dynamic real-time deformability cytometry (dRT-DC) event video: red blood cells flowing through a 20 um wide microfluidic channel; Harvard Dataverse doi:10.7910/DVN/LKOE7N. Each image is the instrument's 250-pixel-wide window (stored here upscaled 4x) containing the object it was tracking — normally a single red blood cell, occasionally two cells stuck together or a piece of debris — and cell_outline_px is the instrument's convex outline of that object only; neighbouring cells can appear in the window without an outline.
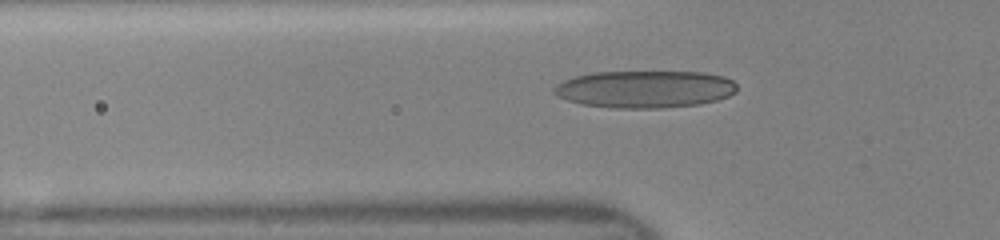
{"species": "human", "species_latin": "Homo sapiens", "temperature_condition": "room temperature", "stored_images_in_passage": 32, "camera_frame_rate_fps": 3000, "um_per_image_px": 0.085, "donor": {"sex": "female"}, "frame": {"image": 1, "passage_image": 3, "time_ms": 0.667, "image_size_px": [1000, 240], "cell_outline_px": [[736, 92], [728, 96], [716, 100], [700, 104], [660, 108], [612, 108], [584, 104], [568, 100], [556, 96], [552, 92], [552, 88], [556, 84], [564, 80], [576, 76], [592, 72], [704, 72], [724, 76], [732, 80], [736, 84]], "centroid_in_image_um": [54.8, 7.57], "position_along_channel_um": 71.0, "area_um2": 39.88}}
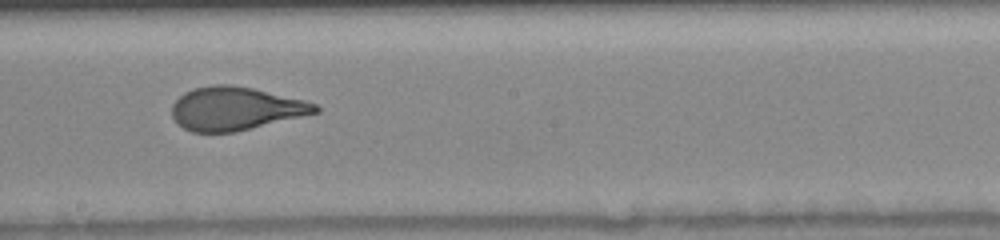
{"frame": {"image": 2, "passage_image": 14, "time_ms": 4.333, "image_size_px": [1000, 240], "cell_outline_px": [[320, 112], [236, 132], [192, 132], [176, 124], [172, 116], [172, 104], [184, 92], [192, 88], [212, 84], [228, 84], [252, 88], [304, 100], [316, 104], [320, 108]], "centroid_in_image_um": [19.99, 9.23], "position_along_channel_um": 228.2, "area_um2": 36.3}}
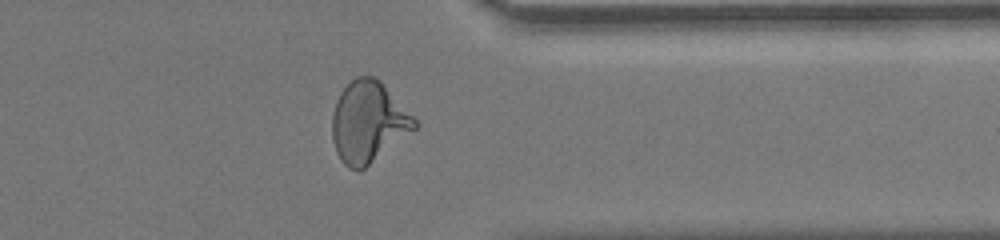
{"frame": {"image": 3, "passage_image": 25, "time_ms": 8.0, "image_size_px": [1000, 240], "cell_outline_px": [[420, 124], [416, 128], [364, 168], [348, 168], [340, 160], [336, 152], [332, 140], [332, 116], [336, 100], [340, 92], [356, 76], [372, 76], [380, 80]], "centroid_in_image_um": [31.28, 10.36], "position_along_channel_um": 380.1, "area_um2": 38.49}}